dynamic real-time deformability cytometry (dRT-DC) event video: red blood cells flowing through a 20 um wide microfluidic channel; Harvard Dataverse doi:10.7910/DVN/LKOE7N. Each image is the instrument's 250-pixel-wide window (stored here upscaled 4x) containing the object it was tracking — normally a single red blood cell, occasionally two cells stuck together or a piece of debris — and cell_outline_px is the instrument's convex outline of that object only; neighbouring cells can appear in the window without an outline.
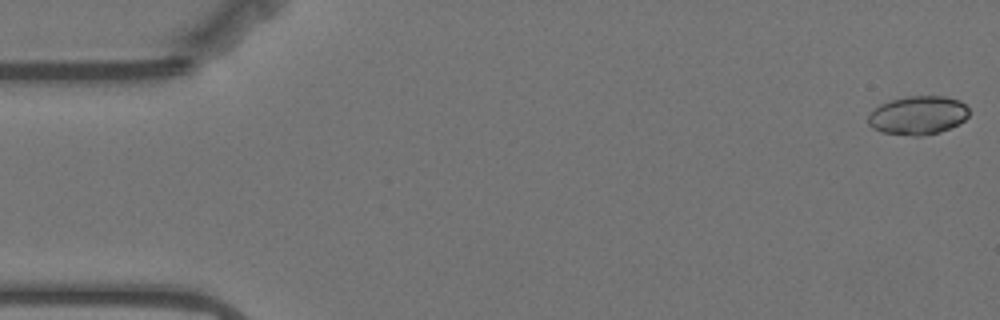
{"species": "Egyptian fruit bat (a non-hibernating species)", "species_latin": "Rousettus aegyptiacus", "temperature_condition": "warm", "stored_images_in_passage": 57, "camera_frame_rate_fps": 3000, "um_per_image_px": 0.085, "animal": {"sex": "female"}, "frame": {"image": 1, "passage_image": 1, "time_ms": 0.0, "image_size_px": [1000, 320], "cell_outline_px": [[968, 116], [960, 124], [940, 132], [920, 136], [912, 136], [880, 132], [872, 128], [868, 124], [868, 116], [872, 108], [880, 104], [892, 100], [908, 96], [944, 96], [960, 100], [968, 108]], "centroid_in_image_um": [78.01, 9.81], "position_along_channel_um": 7.0, "area_um2": 22.95}}
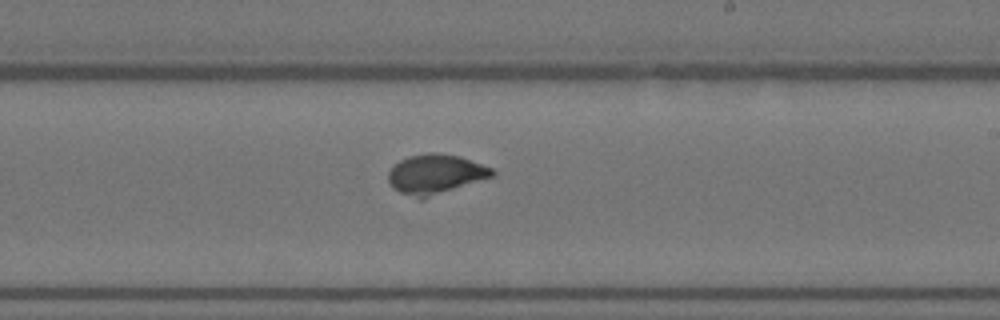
{"frame": {"image": 2, "passage_image": 33, "time_ms": 10.667, "image_size_px": [1000, 320], "cell_outline_px": [[496, 172], [492, 176], [424, 200], [420, 200], [400, 192], [392, 188], [388, 180], [388, 172], [400, 160], [408, 156], [428, 152], [436, 152], [460, 156], [492, 168]], "centroid_in_image_um": [36.99, 14.82], "position_along_channel_um": 252.0, "area_um2": 24.16}}
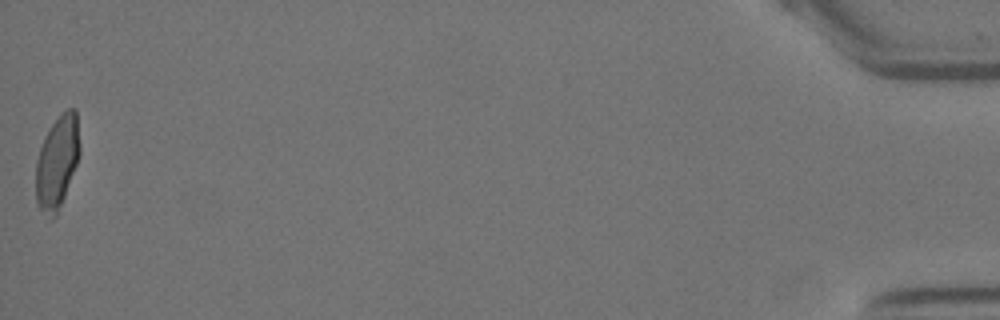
{"frame": {"image": 3, "passage_image": 57, "time_ms": 18.667, "image_size_px": [1000, 320], "cell_outline_px": [[80, 152], [76, 164], [64, 196], [56, 216], [52, 220], [36, 204], [36, 160], [44, 136], [60, 112], [68, 108], [76, 108], [80, 144]], "centroid_in_image_um": [4.85, 13.73], "position_along_channel_um": 430.3, "area_um2": 23.76}, "authors_computed_cell_mechanics": {"area_um2": 23.7558, "velocity_mm_per_s": 3.5224, "shape_relaxation_time_tau1_ms": 10.0081, "shape_relaxation_time_tau2_ms": null, "deformation_change_tau1": 0.2267, "deformation_change_tau2": null}}